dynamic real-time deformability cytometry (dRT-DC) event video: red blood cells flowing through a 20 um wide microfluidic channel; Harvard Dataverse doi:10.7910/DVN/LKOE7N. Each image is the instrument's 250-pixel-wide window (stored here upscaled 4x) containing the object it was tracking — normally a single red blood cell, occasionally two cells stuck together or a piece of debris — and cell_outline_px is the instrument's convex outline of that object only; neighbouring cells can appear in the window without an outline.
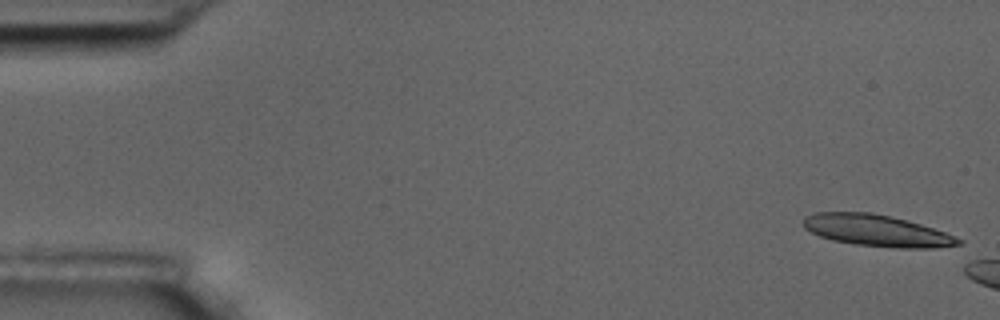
{"species": "common noctule bat (a hibernating species)", "species_latin": "Nyctalus noctula", "temperature_condition": "room temperature", "stored_images_in_passage": 10, "camera_frame_rate_fps": 3000, "um_per_image_px": 0.085, "animal": {"sex": "male", "body_mass_g": 17.5, "forearm_length_mm": 52.3}, "frame": {"image": 1, "passage_image": 2, "time_ms": 0.333, "image_size_px": [1000, 320], "cell_outline_px": [[964, 244], [932, 248], [900, 248], [856, 244], [832, 240], [820, 236], [804, 228], [804, 216], [816, 212], [872, 212], [908, 220], [944, 232], [964, 240]], "centroid_in_image_um": [74.54, 19.59], "position_along_channel_um": 10.5, "area_um2": 28.44}}